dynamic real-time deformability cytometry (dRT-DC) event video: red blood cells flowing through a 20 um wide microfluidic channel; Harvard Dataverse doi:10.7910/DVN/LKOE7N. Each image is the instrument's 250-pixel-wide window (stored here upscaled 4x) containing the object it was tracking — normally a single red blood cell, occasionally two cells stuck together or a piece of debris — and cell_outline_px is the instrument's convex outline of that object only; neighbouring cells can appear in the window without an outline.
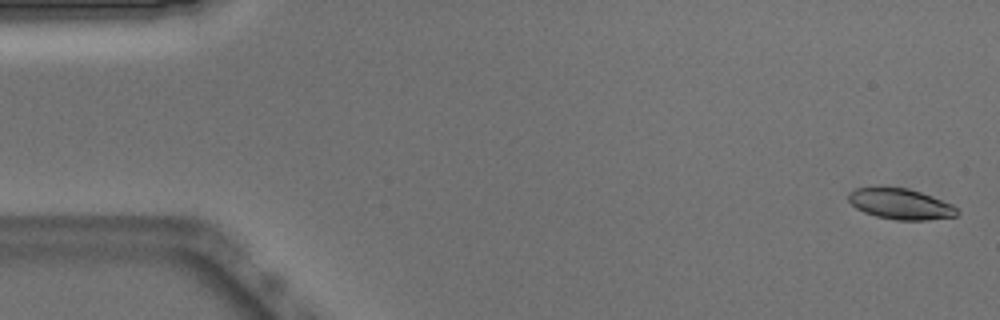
{"species": "Egyptian fruit bat (a non-hibernating species)", "species_latin": "Rousettus aegyptiacus", "temperature_condition": "warm", "stored_images_in_passage": 51, "camera_frame_rate_fps": 3000, "um_per_image_px": 0.085, "animal": {"sex": "male"}, "frame": {"image": 1, "passage_image": 1, "time_ms": 0.0, "image_size_px": [1000, 320], "cell_outline_px": [[960, 212], [956, 216], [924, 220], [896, 220], [876, 216], [864, 212], [856, 208], [848, 200], [848, 192], [856, 188], [908, 188], [932, 196], [952, 204]], "centroid_in_image_um": [76.55, 17.35], "position_along_channel_um": 8.5, "area_um2": 19.25}}
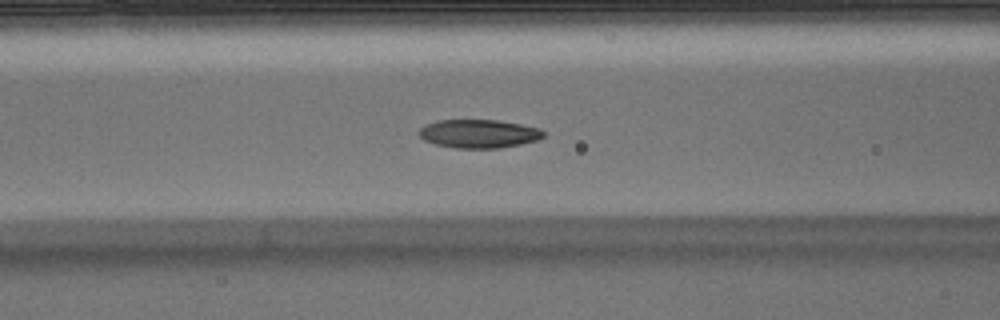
{"frame": {"image": 2, "passage_image": 20, "time_ms": 6.333, "image_size_px": [1000, 320], "cell_outline_px": [[544, 136], [540, 140], [500, 148], [456, 148], [436, 144], [424, 140], [416, 132], [424, 124], [436, 120], [496, 120], [520, 124], [540, 128], [544, 132]], "centroid_in_image_um": [40.68, 11.36], "position_along_channel_um": 125.9, "area_um2": 20.81}}
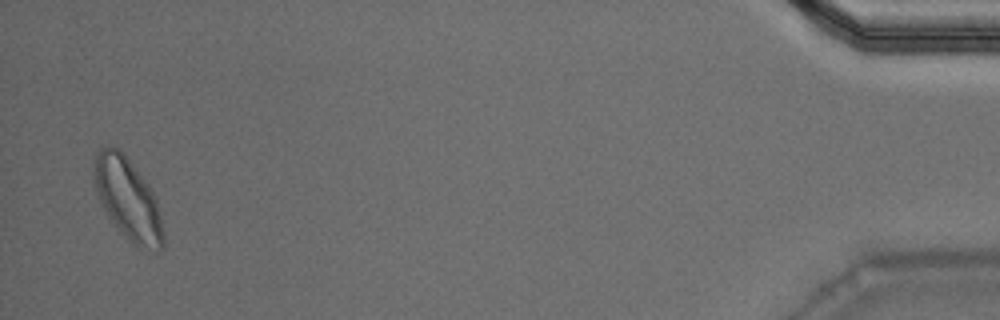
{"frame": {"image": 3, "passage_image": 50, "time_ms": 16.333, "image_size_px": [1000, 320], "cell_outline_px": [[164, 248], [160, 252], [156, 252], [136, 248], [108, 216], [100, 200], [92, 176], [92, 164], [96, 152], [100, 148], [108, 144], [120, 148], [148, 184], [156, 196], [164, 236]], "centroid_in_image_um": [10.87, 16.9], "position_along_channel_um": 424.3, "area_um2": 33.41}, "authors_computed_cell_mechanics": {"area_um2": 20.9814, "velocity_mm_per_s": 3.8735, "shape_relaxation_time_tau1_ms": 3.9512, "shape_relaxation_time_tau2_ms": 3.2704, "deformation_change_tau1": 0.1306, "deformation_change_tau2": 0.092}}